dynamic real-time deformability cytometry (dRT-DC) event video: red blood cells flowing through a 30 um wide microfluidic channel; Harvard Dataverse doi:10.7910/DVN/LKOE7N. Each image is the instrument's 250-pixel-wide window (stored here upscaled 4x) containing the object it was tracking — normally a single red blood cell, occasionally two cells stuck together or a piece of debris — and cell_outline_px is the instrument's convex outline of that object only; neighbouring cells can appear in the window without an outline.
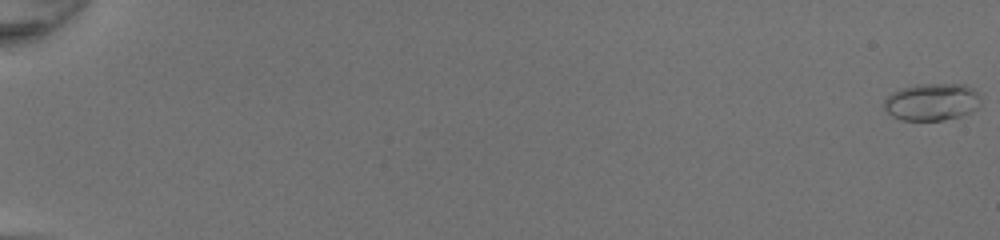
{"species": "common noctule bat (a hibernating species)", "species_latin": "Nyctalus noctula", "temperature_condition": "room temperature", "stored_images_in_passage": 51, "camera_frame_rate_fps": 3000, "um_per_image_px": 0.085, "animal": {"sex": "female", "body_mass_g": 20.0, "forearm_length_mm": 54.0}, "frame": {"image": 1, "passage_image": 1, "time_ms": 0.0, "image_size_px": [1000, 240], "cell_outline_px": [[980, 104], [972, 112], [960, 116], [944, 120], [900, 120], [892, 116], [884, 108], [884, 100], [892, 92], [916, 84], [964, 84], [972, 88], [980, 96]], "centroid_in_image_um": [79.22, 8.67], "position_along_channel_um": 5.8, "area_um2": 20.98}}
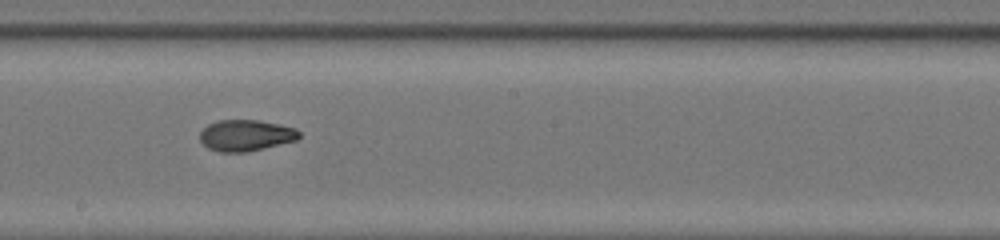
{"frame": {"image": 2, "passage_image": 32, "time_ms": 10.333, "image_size_px": [1000, 240], "cell_outline_px": [[300, 136], [296, 140], [264, 148], [244, 152], [220, 152], [208, 148], [200, 140], [200, 132], [208, 124], [216, 120], [260, 120], [280, 124], [296, 128], [300, 132]], "centroid_in_image_um": [20.9, 11.49], "position_along_channel_um": 227.3, "area_um2": 18.09}}
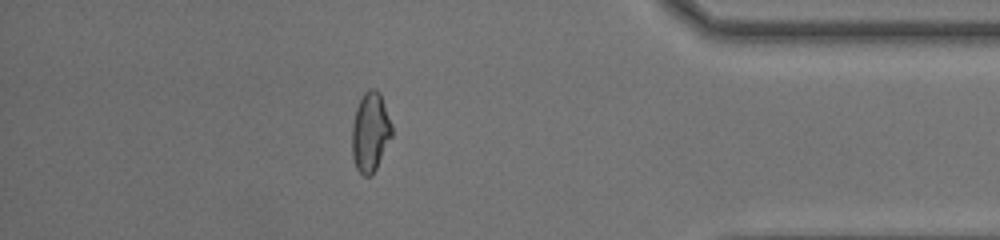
{"frame": {"image": 3, "passage_image": 46, "time_ms": 15.0, "image_size_px": [1000, 240], "cell_outline_px": [[392, 136], [372, 176], [364, 176], [356, 168], [352, 156], [352, 124], [356, 108], [364, 92], [368, 88], [376, 88], [380, 92], [392, 124]], "centroid_in_image_um": [31.48, 11.21], "position_along_channel_um": 403.7, "area_um2": 18.55}, "authors_computed_cell_mechanics": {"area_um2": 18.5538, "velocity_mm_per_s": 4.3513, "shape_relaxation_time_tau1_ms": null, "shape_relaxation_time_tau2_ms": 1.9942, "deformation_change_tau1": null, "deformation_change_tau2": 0.0685}}